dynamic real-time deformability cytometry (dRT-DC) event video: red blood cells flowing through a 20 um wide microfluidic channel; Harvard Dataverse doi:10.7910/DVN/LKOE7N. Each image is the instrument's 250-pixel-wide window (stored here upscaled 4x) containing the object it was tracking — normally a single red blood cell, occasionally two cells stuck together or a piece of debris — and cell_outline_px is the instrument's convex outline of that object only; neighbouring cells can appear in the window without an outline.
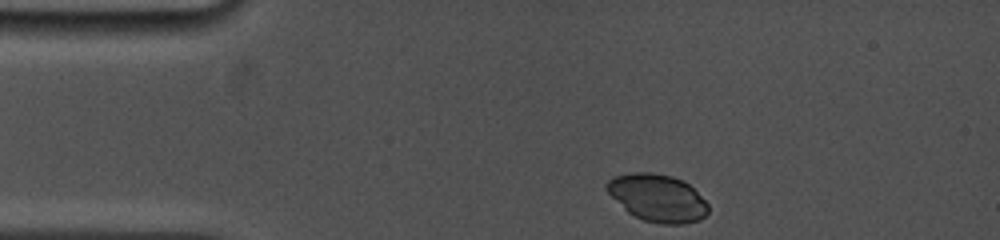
{"species": "common noctule bat (a hibernating species)", "species_latin": "Nyctalus noctula", "temperature_condition": "cold", "stored_images_in_passage": 5, "camera_frame_rate_fps": 5000, "um_per_image_px": 0.085, "animal": {"sex": "female", "body_mass_g": 19.0, "forearm_length_mm": 53.3}, "frame": {"image": 1, "passage_image": 1, "time_ms": 0.0, "image_size_px": [1000, 240], "cell_outline_px": [[708, 212], [700, 220], [680, 224], [660, 224], [644, 220], [628, 212], [608, 192], [604, 184], [612, 176], [632, 172], [652, 172], [672, 176], [688, 184], [708, 204]], "centroid_in_image_um": [55.87, 16.81], "position_along_channel_um": 29.1, "area_um2": 27.8}}